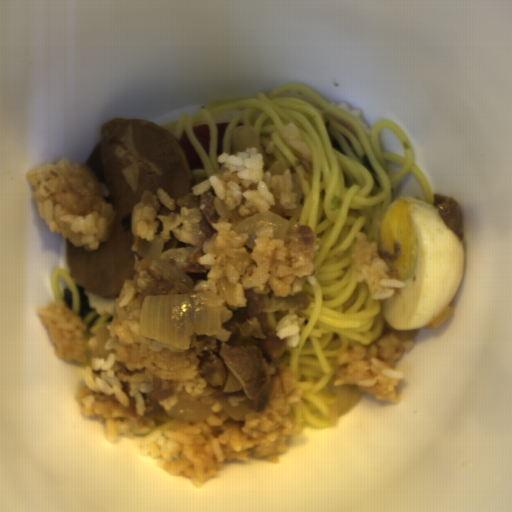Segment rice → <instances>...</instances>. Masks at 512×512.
Returning a JSON list of instances; mask_svg holds the SVG:
<instances>
[{
    "instance_id": "obj_4",
    "label": "rice",
    "mask_w": 512,
    "mask_h": 512,
    "mask_svg": "<svg viewBox=\"0 0 512 512\" xmlns=\"http://www.w3.org/2000/svg\"><path fill=\"white\" fill-rule=\"evenodd\" d=\"M220 170L209 179L196 184L192 189L195 195L211 192L221 200L226 209L239 208L244 219L254 213H266L276 204L286 210L293 209L302 202V188L298 174L290 168L282 175L271 176L265 171L262 153L255 147H246L243 152L216 156Z\"/></svg>"
},
{
    "instance_id": "obj_7",
    "label": "rice",
    "mask_w": 512,
    "mask_h": 512,
    "mask_svg": "<svg viewBox=\"0 0 512 512\" xmlns=\"http://www.w3.org/2000/svg\"><path fill=\"white\" fill-rule=\"evenodd\" d=\"M379 245L370 243L363 232H357L355 248L351 255L356 271V282L367 284L372 300L392 301L397 297L398 288L406 285L401 279H393L394 271L378 253Z\"/></svg>"
},
{
    "instance_id": "obj_1",
    "label": "rice",
    "mask_w": 512,
    "mask_h": 512,
    "mask_svg": "<svg viewBox=\"0 0 512 512\" xmlns=\"http://www.w3.org/2000/svg\"><path fill=\"white\" fill-rule=\"evenodd\" d=\"M145 297L136 298L134 279H124L110 324L99 327L88 341L86 324L62 298L36 307L55 355L86 363V352L92 351L84 384L74 394L81 412L88 417L96 414L111 445L118 435L132 440L134 435H146L143 457L154 458L169 475L184 473L197 488L224 469L225 459L247 460L253 455L280 463L279 454L290 449L285 445L289 435L301 431L290 413L292 407L303 405L302 388H296L291 367H279L278 375L272 376L269 403L259 416L234 420L220 400L232 407L250 400L244 387L228 367L220 387L205 381L199 373L201 358L195 354L201 335L190 336V349L184 353H171L166 342L141 336ZM181 396L209 404L211 417L193 423L168 415L165 410Z\"/></svg>"
},
{
    "instance_id": "obj_2",
    "label": "rice",
    "mask_w": 512,
    "mask_h": 512,
    "mask_svg": "<svg viewBox=\"0 0 512 512\" xmlns=\"http://www.w3.org/2000/svg\"><path fill=\"white\" fill-rule=\"evenodd\" d=\"M212 224L217 233L211 241H204V255L197 258L205 268L207 280H196L191 293L213 290L219 296L216 283L224 276L234 285L237 304L223 305L226 308L220 314L222 328L235 310L246 307L244 290L263 296L269 307L272 295L294 297L297 292H304L306 282L317 285L318 267L314 260L320 244L311 226L292 222L290 233L281 239H273V226L262 227L254 231L255 247L250 249L245 244L248 234H236L230 223Z\"/></svg>"
},
{
    "instance_id": "obj_8",
    "label": "rice",
    "mask_w": 512,
    "mask_h": 512,
    "mask_svg": "<svg viewBox=\"0 0 512 512\" xmlns=\"http://www.w3.org/2000/svg\"><path fill=\"white\" fill-rule=\"evenodd\" d=\"M305 317L296 315L294 307H290L286 315L279 319L275 326L274 336L280 340L286 338L285 345L297 347L299 344L300 326L304 323Z\"/></svg>"
},
{
    "instance_id": "obj_3",
    "label": "rice",
    "mask_w": 512,
    "mask_h": 512,
    "mask_svg": "<svg viewBox=\"0 0 512 512\" xmlns=\"http://www.w3.org/2000/svg\"><path fill=\"white\" fill-rule=\"evenodd\" d=\"M25 176L51 233H62L66 241L88 252L109 241L118 212L104 198L111 195L108 186L86 163L63 157L27 170Z\"/></svg>"
},
{
    "instance_id": "obj_6",
    "label": "rice",
    "mask_w": 512,
    "mask_h": 512,
    "mask_svg": "<svg viewBox=\"0 0 512 512\" xmlns=\"http://www.w3.org/2000/svg\"><path fill=\"white\" fill-rule=\"evenodd\" d=\"M158 199L170 210V215L158 214L149 203H136L131 214L130 226L132 235L146 241H153L155 235L164 240L163 252L179 247L195 246L194 227L202 220L201 210L196 208H180L176 211V201L163 189L158 187Z\"/></svg>"
},
{
    "instance_id": "obj_5",
    "label": "rice",
    "mask_w": 512,
    "mask_h": 512,
    "mask_svg": "<svg viewBox=\"0 0 512 512\" xmlns=\"http://www.w3.org/2000/svg\"><path fill=\"white\" fill-rule=\"evenodd\" d=\"M419 329L388 327L368 347L354 341L351 349L337 351V379L333 386L356 385L362 392L373 393L376 400L400 405L403 396L396 388L405 379L395 370L404 350L414 347Z\"/></svg>"
}]
</instances>
